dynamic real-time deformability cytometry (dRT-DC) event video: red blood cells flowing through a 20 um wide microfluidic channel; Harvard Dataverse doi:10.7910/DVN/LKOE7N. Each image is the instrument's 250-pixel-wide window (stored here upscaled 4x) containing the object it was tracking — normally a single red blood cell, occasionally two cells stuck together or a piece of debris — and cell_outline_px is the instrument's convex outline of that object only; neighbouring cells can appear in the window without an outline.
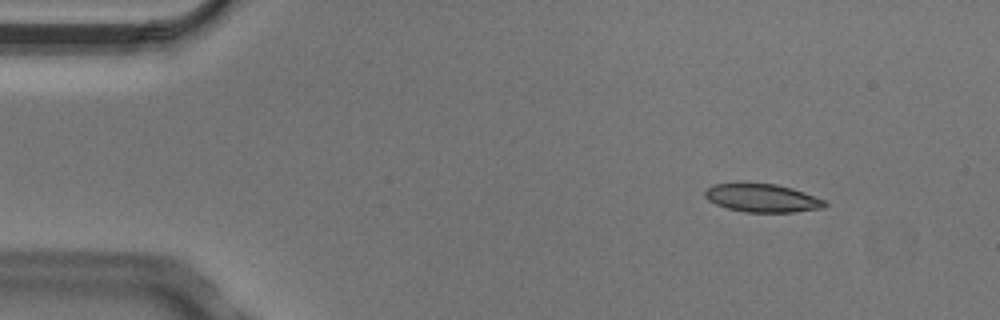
{"species": "Egyptian fruit bat (a non-hibernating species)", "species_latin": "Rousettus aegyptiacus", "temperature_condition": "cold", "stored_images_in_passage": 1, "camera_frame_rate_fps": 3000, "um_per_image_px": 0.085, "animal": {"sex": "male"}, "frame": {"image": 1, "passage_image": 1, "time_ms": 0.0, "image_size_px": [1000, 320], "cell_outline_px": [[828, 204], [824, 208], [792, 212], [744, 212], [728, 208], [716, 204], [708, 200], [704, 196], [704, 192], [708, 188], [716, 184], [776, 184], [792, 188], [804, 192], [824, 200]], "centroid_in_image_um": [64.82, 16.85], "position_along_channel_um": 20.2, "area_um2": 19.42}}